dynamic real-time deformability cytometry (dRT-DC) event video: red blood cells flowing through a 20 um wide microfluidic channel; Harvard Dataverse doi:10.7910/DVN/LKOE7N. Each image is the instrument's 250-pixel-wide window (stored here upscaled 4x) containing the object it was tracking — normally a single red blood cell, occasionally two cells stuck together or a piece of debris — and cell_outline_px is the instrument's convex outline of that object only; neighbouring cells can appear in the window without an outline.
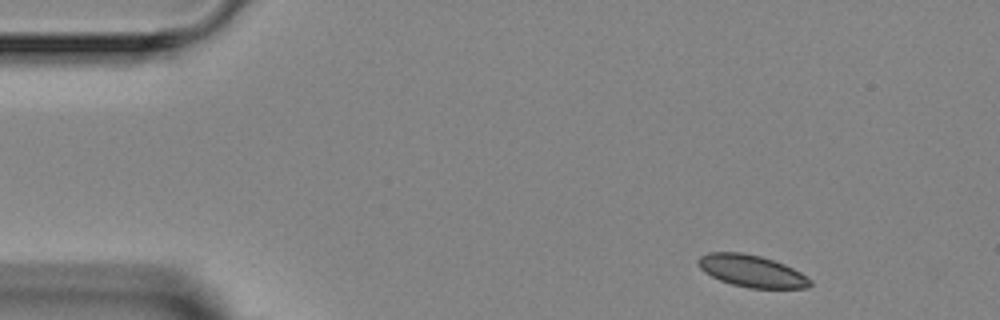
{"species": "Egyptian fruit bat (a non-hibernating species)", "species_latin": "Rousettus aegyptiacus", "temperature_condition": "room temperature", "stored_images_in_passage": 4, "camera_frame_rate_fps": 3000, "um_per_image_px": 0.085, "animal": {"sex": "female"}, "frame": {"image": 1, "passage_image": 1, "time_ms": 0.0, "image_size_px": [1000, 320], "cell_outline_px": [[812, 284], [808, 288], [748, 288], [732, 284], [720, 280], [704, 272], [696, 264], [696, 260], [700, 256], [708, 252], [740, 252], [760, 256], [784, 264], [800, 272], [812, 280]], "centroid_in_image_um": [63.87, 23.03], "position_along_channel_um": 21.1, "area_um2": 20.92}}